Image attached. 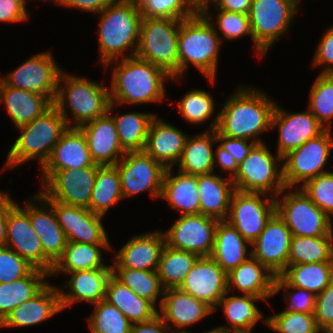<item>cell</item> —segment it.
Masks as SVG:
<instances>
[{
	"label": "cell",
	"instance_id": "1",
	"mask_svg": "<svg viewBox=\"0 0 333 333\" xmlns=\"http://www.w3.org/2000/svg\"><path fill=\"white\" fill-rule=\"evenodd\" d=\"M211 120L209 129L230 138L263 143V132L271 131L276 103L254 87H238Z\"/></svg>",
	"mask_w": 333,
	"mask_h": 333
},
{
	"label": "cell",
	"instance_id": "2",
	"mask_svg": "<svg viewBox=\"0 0 333 333\" xmlns=\"http://www.w3.org/2000/svg\"><path fill=\"white\" fill-rule=\"evenodd\" d=\"M114 62L116 65L112 72L111 102L120 105H143L164 100V81L172 77L163 69L137 56L111 61L104 68L107 69Z\"/></svg>",
	"mask_w": 333,
	"mask_h": 333
},
{
	"label": "cell",
	"instance_id": "3",
	"mask_svg": "<svg viewBox=\"0 0 333 333\" xmlns=\"http://www.w3.org/2000/svg\"><path fill=\"white\" fill-rule=\"evenodd\" d=\"M99 14L97 32L101 65L105 67L111 61L135 56L142 20L139 7L116 0ZM130 48L133 51L128 55Z\"/></svg>",
	"mask_w": 333,
	"mask_h": 333
},
{
	"label": "cell",
	"instance_id": "4",
	"mask_svg": "<svg viewBox=\"0 0 333 333\" xmlns=\"http://www.w3.org/2000/svg\"><path fill=\"white\" fill-rule=\"evenodd\" d=\"M222 41L201 12L182 20L178 36L179 81L192 64L214 85Z\"/></svg>",
	"mask_w": 333,
	"mask_h": 333
},
{
	"label": "cell",
	"instance_id": "5",
	"mask_svg": "<svg viewBox=\"0 0 333 333\" xmlns=\"http://www.w3.org/2000/svg\"><path fill=\"white\" fill-rule=\"evenodd\" d=\"M110 102V89L107 87L97 81L61 72L53 106L64 117L68 127H80L105 115ZM68 109L73 123L68 119Z\"/></svg>",
	"mask_w": 333,
	"mask_h": 333
},
{
	"label": "cell",
	"instance_id": "6",
	"mask_svg": "<svg viewBox=\"0 0 333 333\" xmlns=\"http://www.w3.org/2000/svg\"><path fill=\"white\" fill-rule=\"evenodd\" d=\"M20 136L11 146L3 171L36 158L40 168L48 160L54 146L68 129L64 117L52 106L32 122L17 127Z\"/></svg>",
	"mask_w": 333,
	"mask_h": 333
},
{
	"label": "cell",
	"instance_id": "7",
	"mask_svg": "<svg viewBox=\"0 0 333 333\" xmlns=\"http://www.w3.org/2000/svg\"><path fill=\"white\" fill-rule=\"evenodd\" d=\"M182 20L142 18L135 56L163 69L172 80L179 79L178 36Z\"/></svg>",
	"mask_w": 333,
	"mask_h": 333
},
{
	"label": "cell",
	"instance_id": "8",
	"mask_svg": "<svg viewBox=\"0 0 333 333\" xmlns=\"http://www.w3.org/2000/svg\"><path fill=\"white\" fill-rule=\"evenodd\" d=\"M275 155L265 142L256 144L238 164L232 178L235 190L276 197L286 186L283 180V165L278 166L279 162H283V158L277 153Z\"/></svg>",
	"mask_w": 333,
	"mask_h": 333
},
{
	"label": "cell",
	"instance_id": "9",
	"mask_svg": "<svg viewBox=\"0 0 333 333\" xmlns=\"http://www.w3.org/2000/svg\"><path fill=\"white\" fill-rule=\"evenodd\" d=\"M287 189L291 190L290 193ZM292 189L285 187L275 197L276 213L290 229L292 236L333 235L332 219L318 208L301 188Z\"/></svg>",
	"mask_w": 333,
	"mask_h": 333
},
{
	"label": "cell",
	"instance_id": "10",
	"mask_svg": "<svg viewBox=\"0 0 333 333\" xmlns=\"http://www.w3.org/2000/svg\"><path fill=\"white\" fill-rule=\"evenodd\" d=\"M300 0H252L248 13L255 51L264 57L277 39L287 33ZM269 49V50H268Z\"/></svg>",
	"mask_w": 333,
	"mask_h": 333
},
{
	"label": "cell",
	"instance_id": "11",
	"mask_svg": "<svg viewBox=\"0 0 333 333\" xmlns=\"http://www.w3.org/2000/svg\"><path fill=\"white\" fill-rule=\"evenodd\" d=\"M331 133V129H325L283 157V180L287 188L299 185L300 188L314 177L330 172L324 167L333 149Z\"/></svg>",
	"mask_w": 333,
	"mask_h": 333
},
{
	"label": "cell",
	"instance_id": "12",
	"mask_svg": "<svg viewBox=\"0 0 333 333\" xmlns=\"http://www.w3.org/2000/svg\"><path fill=\"white\" fill-rule=\"evenodd\" d=\"M7 192V242L15 251L36 269L50 274L54 264L44 255L40 237L34 231L28 215V200L24 207L18 206Z\"/></svg>",
	"mask_w": 333,
	"mask_h": 333
},
{
	"label": "cell",
	"instance_id": "13",
	"mask_svg": "<svg viewBox=\"0 0 333 333\" xmlns=\"http://www.w3.org/2000/svg\"><path fill=\"white\" fill-rule=\"evenodd\" d=\"M265 193L241 192L232 194L225 221L252 244L276 213L275 197ZM264 196V199L261 197Z\"/></svg>",
	"mask_w": 333,
	"mask_h": 333
},
{
	"label": "cell",
	"instance_id": "14",
	"mask_svg": "<svg viewBox=\"0 0 333 333\" xmlns=\"http://www.w3.org/2000/svg\"><path fill=\"white\" fill-rule=\"evenodd\" d=\"M99 167L41 170L43 176L42 191L52 200L88 208Z\"/></svg>",
	"mask_w": 333,
	"mask_h": 333
},
{
	"label": "cell",
	"instance_id": "15",
	"mask_svg": "<svg viewBox=\"0 0 333 333\" xmlns=\"http://www.w3.org/2000/svg\"><path fill=\"white\" fill-rule=\"evenodd\" d=\"M49 52L35 54L8 75L0 76V78L8 86L47 96L54 102L63 70L57 65L53 54Z\"/></svg>",
	"mask_w": 333,
	"mask_h": 333
},
{
	"label": "cell",
	"instance_id": "16",
	"mask_svg": "<svg viewBox=\"0 0 333 333\" xmlns=\"http://www.w3.org/2000/svg\"><path fill=\"white\" fill-rule=\"evenodd\" d=\"M121 178L123 198L149 190L150 196H161L165 168L144 151L126 152L115 165Z\"/></svg>",
	"mask_w": 333,
	"mask_h": 333
},
{
	"label": "cell",
	"instance_id": "17",
	"mask_svg": "<svg viewBox=\"0 0 333 333\" xmlns=\"http://www.w3.org/2000/svg\"><path fill=\"white\" fill-rule=\"evenodd\" d=\"M164 232L165 244L171 248L209 257L214 249L215 229L219 220L202 214L180 215Z\"/></svg>",
	"mask_w": 333,
	"mask_h": 333
},
{
	"label": "cell",
	"instance_id": "18",
	"mask_svg": "<svg viewBox=\"0 0 333 333\" xmlns=\"http://www.w3.org/2000/svg\"><path fill=\"white\" fill-rule=\"evenodd\" d=\"M53 208L66 240L87 244H109L103 216L88 208L67 205L50 199L43 191L39 193Z\"/></svg>",
	"mask_w": 333,
	"mask_h": 333
},
{
	"label": "cell",
	"instance_id": "19",
	"mask_svg": "<svg viewBox=\"0 0 333 333\" xmlns=\"http://www.w3.org/2000/svg\"><path fill=\"white\" fill-rule=\"evenodd\" d=\"M291 239L290 229L275 213L251 244V257L260 261L276 277L280 276L288 265Z\"/></svg>",
	"mask_w": 333,
	"mask_h": 333
},
{
	"label": "cell",
	"instance_id": "20",
	"mask_svg": "<svg viewBox=\"0 0 333 333\" xmlns=\"http://www.w3.org/2000/svg\"><path fill=\"white\" fill-rule=\"evenodd\" d=\"M179 289L217 310L219 300L228 292L227 273L211 257H199Z\"/></svg>",
	"mask_w": 333,
	"mask_h": 333
},
{
	"label": "cell",
	"instance_id": "21",
	"mask_svg": "<svg viewBox=\"0 0 333 333\" xmlns=\"http://www.w3.org/2000/svg\"><path fill=\"white\" fill-rule=\"evenodd\" d=\"M271 128H278L277 154L282 158L325 130L309 108L306 112L289 113L277 104Z\"/></svg>",
	"mask_w": 333,
	"mask_h": 333
},
{
	"label": "cell",
	"instance_id": "22",
	"mask_svg": "<svg viewBox=\"0 0 333 333\" xmlns=\"http://www.w3.org/2000/svg\"><path fill=\"white\" fill-rule=\"evenodd\" d=\"M115 105L110 102L108 112L79 128L84 133L90 156L95 164L116 165L125 155L119 143V137L114 120L110 114Z\"/></svg>",
	"mask_w": 333,
	"mask_h": 333
},
{
	"label": "cell",
	"instance_id": "23",
	"mask_svg": "<svg viewBox=\"0 0 333 333\" xmlns=\"http://www.w3.org/2000/svg\"><path fill=\"white\" fill-rule=\"evenodd\" d=\"M159 308L158 315L167 327L170 330L176 328L175 331L171 330L172 333H189L185 327L200 322L214 312L210 306L179 288L166 289Z\"/></svg>",
	"mask_w": 333,
	"mask_h": 333
},
{
	"label": "cell",
	"instance_id": "24",
	"mask_svg": "<svg viewBox=\"0 0 333 333\" xmlns=\"http://www.w3.org/2000/svg\"><path fill=\"white\" fill-rule=\"evenodd\" d=\"M31 198V202L28 200L30 223L40 237L44 255L55 265L66 247L65 234L52 206L39 193Z\"/></svg>",
	"mask_w": 333,
	"mask_h": 333
},
{
	"label": "cell",
	"instance_id": "25",
	"mask_svg": "<svg viewBox=\"0 0 333 333\" xmlns=\"http://www.w3.org/2000/svg\"><path fill=\"white\" fill-rule=\"evenodd\" d=\"M164 246L165 236L161 231L135 235L115 253L112 268L155 271Z\"/></svg>",
	"mask_w": 333,
	"mask_h": 333
},
{
	"label": "cell",
	"instance_id": "26",
	"mask_svg": "<svg viewBox=\"0 0 333 333\" xmlns=\"http://www.w3.org/2000/svg\"><path fill=\"white\" fill-rule=\"evenodd\" d=\"M188 136L166 120L155 116L149 125L143 151L165 169L173 168L181 158Z\"/></svg>",
	"mask_w": 333,
	"mask_h": 333
},
{
	"label": "cell",
	"instance_id": "27",
	"mask_svg": "<svg viewBox=\"0 0 333 333\" xmlns=\"http://www.w3.org/2000/svg\"><path fill=\"white\" fill-rule=\"evenodd\" d=\"M62 310L57 286L47 283L35 296L13 309L0 323V327L34 326Z\"/></svg>",
	"mask_w": 333,
	"mask_h": 333
},
{
	"label": "cell",
	"instance_id": "28",
	"mask_svg": "<svg viewBox=\"0 0 333 333\" xmlns=\"http://www.w3.org/2000/svg\"><path fill=\"white\" fill-rule=\"evenodd\" d=\"M64 274H70V279L65 281L67 283L64 286L65 289L69 288L70 292L65 293L62 288L57 287L62 309L80 301L95 304L105 299L112 268H96Z\"/></svg>",
	"mask_w": 333,
	"mask_h": 333
},
{
	"label": "cell",
	"instance_id": "29",
	"mask_svg": "<svg viewBox=\"0 0 333 333\" xmlns=\"http://www.w3.org/2000/svg\"><path fill=\"white\" fill-rule=\"evenodd\" d=\"M95 164L90 156L87 139L79 127H68L54 146L41 170L78 169Z\"/></svg>",
	"mask_w": 333,
	"mask_h": 333
},
{
	"label": "cell",
	"instance_id": "30",
	"mask_svg": "<svg viewBox=\"0 0 333 333\" xmlns=\"http://www.w3.org/2000/svg\"><path fill=\"white\" fill-rule=\"evenodd\" d=\"M0 103L5 105L16 128L32 122L53 106L47 96L8 86L1 78Z\"/></svg>",
	"mask_w": 333,
	"mask_h": 333
},
{
	"label": "cell",
	"instance_id": "31",
	"mask_svg": "<svg viewBox=\"0 0 333 333\" xmlns=\"http://www.w3.org/2000/svg\"><path fill=\"white\" fill-rule=\"evenodd\" d=\"M275 278L260 261L250 257L227 273L228 291L233 286L238 293L261 297L266 301L275 295Z\"/></svg>",
	"mask_w": 333,
	"mask_h": 333
},
{
	"label": "cell",
	"instance_id": "32",
	"mask_svg": "<svg viewBox=\"0 0 333 333\" xmlns=\"http://www.w3.org/2000/svg\"><path fill=\"white\" fill-rule=\"evenodd\" d=\"M172 168L166 169L162 181L160 198L167 200L170 207L180 211V215L200 214L197 175L178 170L173 176Z\"/></svg>",
	"mask_w": 333,
	"mask_h": 333
},
{
	"label": "cell",
	"instance_id": "33",
	"mask_svg": "<svg viewBox=\"0 0 333 333\" xmlns=\"http://www.w3.org/2000/svg\"><path fill=\"white\" fill-rule=\"evenodd\" d=\"M198 194L200 197V214L219 221L226 220L230 200L235 191L231 178L221 177L214 172L197 175Z\"/></svg>",
	"mask_w": 333,
	"mask_h": 333
},
{
	"label": "cell",
	"instance_id": "34",
	"mask_svg": "<svg viewBox=\"0 0 333 333\" xmlns=\"http://www.w3.org/2000/svg\"><path fill=\"white\" fill-rule=\"evenodd\" d=\"M251 244L227 221L218 222L215 229L214 249L211 257L226 272L238 267L251 257Z\"/></svg>",
	"mask_w": 333,
	"mask_h": 333
},
{
	"label": "cell",
	"instance_id": "35",
	"mask_svg": "<svg viewBox=\"0 0 333 333\" xmlns=\"http://www.w3.org/2000/svg\"><path fill=\"white\" fill-rule=\"evenodd\" d=\"M214 143L216 130H207L196 136H188L178 170L187 174L200 175L214 172Z\"/></svg>",
	"mask_w": 333,
	"mask_h": 333
},
{
	"label": "cell",
	"instance_id": "36",
	"mask_svg": "<svg viewBox=\"0 0 333 333\" xmlns=\"http://www.w3.org/2000/svg\"><path fill=\"white\" fill-rule=\"evenodd\" d=\"M105 300L117 307L132 324L152 320L158 315V309L149 300L139 297L113 274L107 283Z\"/></svg>",
	"mask_w": 333,
	"mask_h": 333
},
{
	"label": "cell",
	"instance_id": "37",
	"mask_svg": "<svg viewBox=\"0 0 333 333\" xmlns=\"http://www.w3.org/2000/svg\"><path fill=\"white\" fill-rule=\"evenodd\" d=\"M110 244H87L67 241L62 257L56 262L50 276L59 273H72L75 271L96 268H112L104 264L101 248L111 249Z\"/></svg>",
	"mask_w": 333,
	"mask_h": 333
},
{
	"label": "cell",
	"instance_id": "38",
	"mask_svg": "<svg viewBox=\"0 0 333 333\" xmlns=\"http://www.w3.org/2000/svg\"><path fill=\"white\" fill-rule=\"evenodd\" d=\"M227 294L228 292L219 300L217 307L222 308L231 327L223 325L217 328L228 332L252 331L263 316L255 302L263 299L253 295L228 296Z\"/></svg>",
	"mask_w": 333,
	"mask_h": 333
},
{
	"label": "cell",
	"instance_id": "39",
	"mask_svg": "<svg viewBox=\"0 0 333 333\" xmlns=\"http://www.w3.org/2000/svg\"><path fill=\"white\" fill-rule=\"evenodd\" d=\"M46 277H50L47 272L34 268L26 277L0 283V323L13 309L35 296L48 283Z\"/></svg>",
	"mask_w": 333,
	"mask_h": 333
},
{
	"label": "cell",
	"instance_id": "40",
	"mask_svg": "<svg viewBox=\"0 0 333 333\" xmlns=\"http://www.w3.org/2000/svg\"><path fill=\"white\" fill-rule=\"evenodd\" d=\"M280 276L290 286L318 295L333 281V262L288 264Z\"/></svg>",
	"mask_w": 333,
	"mask_h": 333
},
{
	"label": "cell",
	"instance_id": "41",
	"mask_svg": "<svg viewBox=\"0 0 333 333\" xmlns=\"http://www.w3.org/2000/svg\"><path fill=\"white\" fill-rule=\"evenodd\" d=\"M123 200L121 178L115 165L100 166L96 173L94 188L88 209L104 216L110 207Z\"/></svg>",
	"mask_w": 333,
	"mask_h": 333
},
{
	"label": "cell",
	"instance_id": "42",
	"mask_svg": "<svg viewBox=\"0 0 333 333\" xmlns=\"http://www.w3.org/2000/svg\"><path fill=\"white\" fill-rule=\"evenodd\" d=\"M155 116V114L150 112H130L112 116L117 129L120 146L125 152L144 150L148 128Z\"/></svg>",
	"mask_w": 333,
	"mask_h": 333
},
{
	"label": "cell",
	"instance_id": "43",
	"mask_svg": "<svg viewBox=\"0 0 333 333\" xmlns=\"http://www.w3.org/2000/svg\"><path fill=\"white\" fill-rule=\"evenodd\" d=\"M198 258L193 252L174 249L165 244L157 268L163 288H179Z\"/></svg>",
	"mask_w": 333,
	"mask_h": 333
},
{
	"label": "cell",
	"instance_id": "44",
	"mask_svg": "<svg viewBox=\"0 0 333 333\" xmlns=\"http://www.w3.org/2000/svg\"><path fill=\"white\" fill-rule=\"evenodd\" d=\"M333 262V235L292 236L288 264Z\"/></svg>",
	"mask_w": 333,
	"mask_h": 333
},
{
	"label": "cell",
	"instance_id": "45",
	"mask_svg": "<svg viewBox=\"0 0 333 333\" xmlns=\"http://www.w3.org/2000/svg\"><path fill=\"white\" fill-rule=\"evenodd\" d=\"M112 274L139 297L149 300L155 307L157 301H159L158 307H160L162 302L161 297L164 296L165 289L161 284L157 270L112 268Z\"/></svg>",
	"mask_w": 333,
	"mask_h": 333
},
{
	"label": "cell",
	"instance_id": "46",
	"mask_svg": "<svg viewBox=\"0 0 333 333\" xmlns=\"http://www.w3.org/2000/svg\"><path fill=\"white\" fill-rule=\"evenodd\" d=\"M309 94V110L325 129H331L330 122L333 120V74H318Z\"/></svg>",
	"mask_w": 333,
	"mask_h": 333
},
{
	"label": "cell",
	"instance_id": "47",
	"mask_svg": "<svg viewBox=\"0 0 333 333\" xmlns=\"http://www.w3.org/2000/svg\"><path fill=\"white\" fill-rule=\"evenodd\" d=\"M93 305L88 318L91 333H131L132 323L117 307L105 299Z\"/></svg>",
	"mask_w": 333,
	"mask_h": 333
},
{
	"label": "cell",
	"instance_id": "48",
	"mask_svg": "<svg viewBox=\"0 0 333 333\" xmlns=\"http://www.w3.org/2000/svg\"><path fill=\"white\" fill-rule=\"evenodd\" d=\"M138 7L142 18L184 20L200 12L195 0H144Z\"/></svg>",
	"mask_w": 333,
	"mask_h": 333
},
{
	"label": "cell",
	"instance_id": "49",
	"mask_svg": "<svg viewBox=\"0 0 333 333\" xmlns=\"http://www.w3.org/2000/svg\"><path fill=\"white\" fill-rule=\"evenodd\" d=\"M210 2L205 1L200 5V12L212 22L215 31L219 34L218 30L223 34L224 39L232 40L248 35L251 37L253 43V34L251 30V25L249 21L248 14H241L236 12H229L224 10L217 11L216 23L218 28L214 24L213 18H211V13L209 12ZM212 20V21H211Z\"/></svg>",
	"mask_w": 333,
	"mask_h": 333
},
{
	"label": "cell",
	"instance_id": "50",
	"mask_svg": "<svg viewBox=\"0 0 333 333\" xmlns=\"http://www.w3.org/2000/svg\"><path fill=\"white\" fill-rule=\"evenodd\" d=\"M272 331L278 333H321L314 314L284 311L262 320Z\"/></svg>",
	"mask_w": 333,
	"mask_h": 333
},
{
	"label": "cell",
	"instance_id": "51",
	"mask_svg": "<svg viewBox=\"0 0 333 333\" xmlns=\"http://www.w3.org/2000/svg\"><path fill=\"white\" fill-rule=\"evenodd\" d=\"M177 102L181 116L191 124H201L215 113L214 100L210 93L204 90H190Z\"/></svg>",
	"mask_w": 333,
	"mask_h": 333
},
{
	"label": "cell",
	"instance_id": "52",
	"mask_svg": "<svg viewBox=\"0 0 333 333\" xmlns=\"http://www.w3.org/2000/svg\"><path fill=\"white\" fill-rule=\"evenodd\" d=\"M330 218L333 215V172L318 175L300 187Z\"/></svg>",
	"mask_w": 333,
	"mask_h": 333
},
{
	"label": "cell",
	"instance_id": "53",
	"mask_svg": "<svg viewBox=\"0 0 333 333\" xmlns=\"http://www.w3.org/2000/svg\"><path fill=\"white\" fill-rule=\"evenodd\" d=\"M282 289L283 293H285L284 299L288 303L285 309L293 312L314 314L316 303V295L314 293L306 289L290 286L281 276H277L275 278V294L280 293Z\"/></svg>",
	"mask_w": 333,
	"mask_h": 333
},
{
	"label": "cell",
	"instance_id": "54",
	"mask_svg": "<svg viewBox=\"0 0 333 333\" xmlns=\"http://www.w3.org/2000/svg\"><path fill=\"white\" fill-rule=\"evenodd\" d=\"M34 267L7 246H0V283L26 277Z\"/></svg>",
	"mask_w": 333,
	"mask_h": 333
},
{
	"label": "cell",
	"instance_id": "55",
	"mask_svg": "<svg viewBox=\"0 0 333 333\" xmlns=\"http://www.w3.org/2000/svg\"><path fill=\"white\" fill-rule=\"evenodd\" d=\"M312 61L314 68L325 66L320 73L333 74V26L323 33Z\"/></svg>",
	"mask_w": 333,
	"mask_h": 333
},
{
	"label": "cell",
	"instance_id": "56",
	"mask_svg": "<svg viewBox=\"0 0 333 333\" xmlns=\"http://www.w3.org/2000/svg\"><path fill=\"white\" fill-rule=\"evenodd\" d=\"M314 317L317 327L322 331L333 318V281L318 295Z\"/></svg>",
	"mask_w": 333,
	"mask_h": 333
},
{
	"label": "cell",
	"instance_id": "57",
	"mask_svg": "<svg viewBox=\"0 0 333 333\" xmlns=\"http://www.w3.org/2000/svg\"><path fill=\"white\" fill-rule=\"evenodd\" d=\"M217 143L225 150H227L234 157L236 162L241 163L244 158L250 153L252 148L257 144L256 142L239 139V138H230L227 136L220 135L216 131ZM221 143V144H220Z\"/></svg>",
	"mask_w": 333,
	"mask_h": 333
},
{
	"label": "cell",
	"instance_id": "58",
	"mask_svg": "<svg viewBox=\"0 0 333 333\" xmlns=\"http://www.w3.org/2000/svg\"><path fill=\"white\" fill-rule=\"evenodd\" d=\"M29 19V13L21 0H0V22L18 23Z\"/></svg>",
	"mask_w": 333,
	"mask_h": 333
},
{
	"label": "cell",
	"instance_id": "59",
	"mask_svg": "<svg viewBox=\"0 0 333 333\" xmlns=\"http://www.w3.org/2000/svg\"><path fill=\"white\" fill-rule=\"evenodd\" d=\"M116 0H59V5L98 14Z\"/></svg>",
	"mask_w": 333,
	"mask_h": 333
},
{
	"label": "cell",
	"instance_id": "60",
	"mask_svg": "<svg viewBox=\"0 0 333 333\" xmlns=\"http://www.w3.org/2000/svg\"><path fill=\"white\" fill-rule=\"evenodd\" d=\"M216 148V151H214V168H216V166H219L223 172L229 171V178L232 179L237 171L238 163L231 155V153H229L223 147L218 145ZM216 163H218L219 165Z\"/></svg>",
	"mask_w": 333,
	"mask_h": 333
},
{
	"label": "cell",
	"instance_id": "61",
	"mask_svg": "<svg viewBox=\"0 0 333 333\" xmlns=\"http://www.w3.org/2000/svg\"><path fill=\"white\" fill-rule=\"evenodd\" d=\"M168 331L170 329L159 315H156L152 320L134 323L131 326V333H168Z\"/></svg>",
	"mask_w": 333,
	"mask_h": 333
},
{
	"label": "cell",
	"instance_id": "62",
	"mask_svg": "<svg viewBox=\"0 0 333 333\" xmlns=\"http://www.w3.org/2000/svg\"><path fill=\"white\" fill-rule=\"evenodd\" d=\"M213 4L215 9L236 12L241 14H248L252 0H208Z\"/></svg>",
	"mask_w": 333,
	"mask_h": 333
},
{
	"label": "cell",
	"instance_id": "63",
	"mask_svg": "<svg viewBox=\"0 0 333 333\" xmlns=\"http://www.w3.org/2000/svg\"><path fill=\"white\" fill-rule=\"evenodd\" d=\"M7 193L0 191V246L7 242Z\"/></svg>",
	"mask_w": 333,
	"mask_h": 333
},
{
	"label": "cell",
	"instance_id": "64",
	"mask_svg": "<svg viewBox=\"0 0 333 333\" xmlns=\"http://www.w3.org/2000/svg\"><path fill=\"white\" fill-rule=\"evenodd\" d=\"M321 332L333 333V318H332V321Z\"/></svg>",
	"mask_w": 333,
	"mask_h": 333
},
{
	"label": "cell",
	"instance_id": "65",
	"mask_svg": "<svg viewBox=\"0 0 333 333\" xmlns=\"http://www.w3.org/2000/svg\"><path fill=\"white\" fill-rule=\"evenodd\" d=\"M204 333H229V332L216 327Z\"/></svg>",
	"mask_w": 333,
	"mask_h": 333
},
{
	"label": "cell",
	"instance_id": "66",
	"mask_svg": "<svg viewBox=\"0 0 333 333\" xmlns=\"http://www.w3.org/2000/svg\"><path fill=\"white\" fill-rule=\"evenodd\" d=\"M123 1L139 6L144 0H123Z\"/></svg>",
	"mask_w": 333,
	"mask_h": 333
},
{
	"label": "cell",
	"instance_id": "67",
	"mask_svg": "<svg viewBox=\"0 0 333 333\" xmlns=\"http://www.w3.org/2000/svg\"><path fill=\"white\" fill-rule=\"evenodd\" d=\"M46 1V0H45ZM54 1L55 3L59 4V0H52ZM21 2L26 6V2L27 0H21Z\"/></svg>",
	"mask_w": 333,
	"mask_h": 333
},
{
	"label": "cell",
	"instance_id": "68",
	"mask_svg": "<svg viewBox=\"0 0 333 333\" xmlns=\"http://www.w3.org/2000/svg\"><path fill=\"white\" fill-rule=\"evenodd\" d=\"M229 333H254L253 331L229 332Z\"/></svg>",
	"mask_w": 333,
	"mask_h": 333
},
{
	"label": "cell",
	"instance_id": "69",
	"mask_svg": "<svg viewBox=\"0 0 333 333\" xmlns=\"http://www.w3.org/2000/svg\"><path fill=\"white\" fill-rule=\"evenodd\" d=\"M199 5H201L203 2L208 1V0H195Z\"/></svg>",
	"mask_w": 333,
	"mask_h": 333
}]
</instances>
